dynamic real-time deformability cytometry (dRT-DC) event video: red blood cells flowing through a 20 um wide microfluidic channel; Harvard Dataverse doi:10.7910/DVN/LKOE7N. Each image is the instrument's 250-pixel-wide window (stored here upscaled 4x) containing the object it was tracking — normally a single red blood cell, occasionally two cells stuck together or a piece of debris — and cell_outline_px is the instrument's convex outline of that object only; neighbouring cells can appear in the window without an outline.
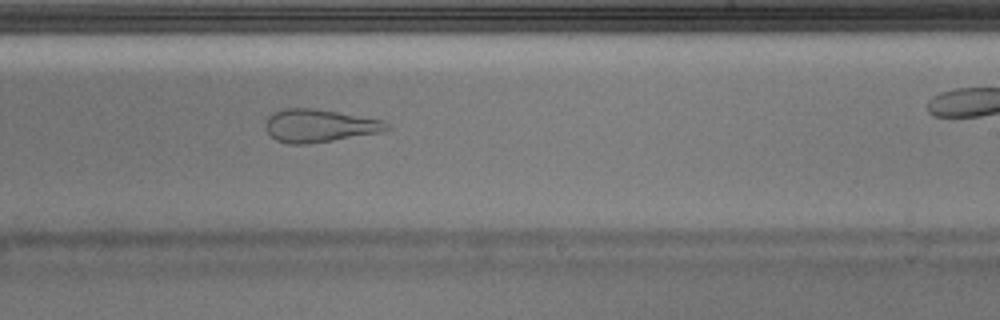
{"species": "Egyptian fruit bat (a non-hibernating species)", "species_latin": "Rousettus aegyptiacus", "temperature_condition": "warm", "stored_images_in_passage": 34, "camera_frame_rate_fps": 3000, "um_per_image_px": 0.085, "animal": {"sex": "male"}, "frame": {"image": 1, "passage_image": 25, "time_ms": 8.0, "image_size_px": [1000, 320], "cell_outline_px": [[392, 128], [384, 132], [332, 140], [304, 144], [288, 144], [276, 140], [264, 128], [264, 124], [268, 116], [272, 112], [284, 108], [312, 108], [384, 120]], "centroid_in_image_um": [27.13, 10.68], "position_along_channel_um": 261.9, "area_um2": 23.29}}